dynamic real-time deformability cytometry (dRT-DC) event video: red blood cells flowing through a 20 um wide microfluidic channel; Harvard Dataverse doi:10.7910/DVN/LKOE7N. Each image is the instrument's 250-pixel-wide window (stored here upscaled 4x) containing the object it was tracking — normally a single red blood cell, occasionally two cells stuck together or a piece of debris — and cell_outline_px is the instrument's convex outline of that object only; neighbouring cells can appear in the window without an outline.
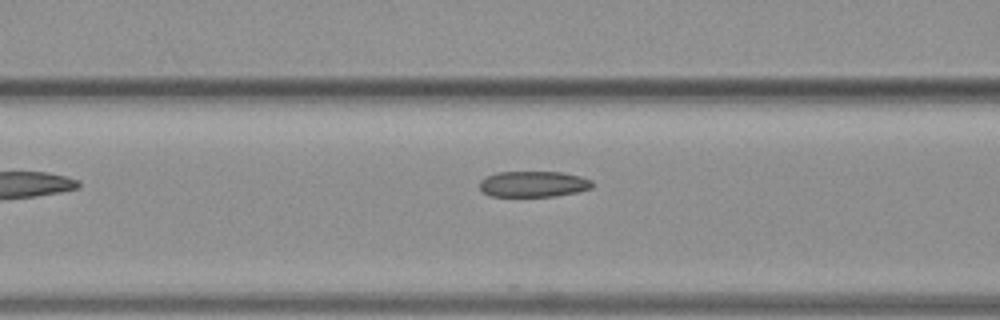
{"species": "common noctule bat (a hibernating species)", "species_latin": "Nyctalus noctula", "temperature_condition": "warm", "stored_images_in_passage": 6, "camera_frame_rate_fps": 3000, "um_per_image_px": 0.085, "animal": {"sex": "female", "body_mass_g": 19.3, "forearm_length_mm": 54.1}, "frame": {"image": 1, "passage_image": 5, "time_ms": 1.333, "image_size_px": [1000, 320], "cell_outline_px": [[592, 188], [576, 192], [556, 196], [492, 196], [484, 192], [480, 188], [480, 180], [496, 172], [560, 172], [580, 176], [592, 180]], "centroid_in_image_um": [45.35, 15.64], "position_along_channel_um": 121.3, "area_um2": 16.88}}